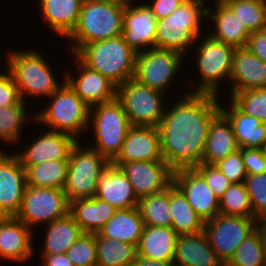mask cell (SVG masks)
Listing matches in <instances>:
<instances>
[{
  "instance_id": "e575fe53",
  "label": "cell",
  "mask_w": 266,
  "mask_h": 266,
  "mask_svg": "<svg viewBox=\"0 0 266 266\" xmlns=\"http://www.w3.org/2000/svg\"><path fill=\"white\" fill-rule=\"evenodd\" d=\"M96 266H132L137 253V245L101 237L95 233Z\"/></svg>"
},
{
  "instance_id": "5bb4252c",
  "label": "cell",
  "mask_w": 266,
  "mask_h": 266,
  "mask_svg": "<svg viewBox=\"0 0 266 266\" xmlns=\"http://www.w3.org/2000/svg\"><path fill=\"white\" fill-rule=\"evenodd\" d=\"M114 166L123 171L138 199L159 193L173 183V170L165 161H131Z\"/></svg>"
},
{
  "instance_id": "44dd1931",
  "label": "cell",
  "mask_w": 266,
  "mask_h": 266,
  "mask_svg": "<svg viewBox=\"0 0 266 266\" xmlns=\"http://www.w3.org/2000/svg\"><path fill=\"white\" fill-rule=\"evenodd\" d=\"M33 231L16 216L0 217V259L24 263L34 256Z\"/></svg>"
},
{
  "instance_id": "8d00e7d4",
  "label": "cell",
  "mask_w": 266,
  "mask_h": 266,
  "mask_svg": "<svg viewBox=\"0 0 266 266\" xmlns=\"http://www.w3.org/2000/svg\"><path fill=\"white\" fill-rule=\"evenodd\" d=\"M249 33L266 29V0H223Z\"/></svg>"
},
{
  "instance_id": "4fadbf2b",
  "label": "cell",
  "mask_w": 266,
  "mask_h": 266,
  "mask_svg": "<svg viewBox=\"0 0 266 266\" xmlns=\"http://www.w3.org/2000/svg\"><path fill=\"white\" fill-rule=\"evenodd\" d=\"M255 218L219 213L204 224L210 246L225 265L237 248L254 231Z\"/></svg>"
},
{
  "instance_id": "7bdbcfd3",
  "label": "cell",
  "mask_w": 266,
  "mask_h": 266,
  "mask_svg": "<svg viewBox=\"0 0 266 266\" xmlns=\"http://www.w3.org/2000/svg\"><path fill=\"white\" fill-rule=\"evenodd\" d=\"M244 184L251 200L253 218L266 217V172L247 175Z\"/></svg>"
},
{
  "instance_id": "c3c4849f",
  "label": "cell",
  "mask_w": 266,
  "mask_h": 266,
  "mask_svg": "<svg viewBox=\"0 0 266 266\" xmlns=\"http://www.w3.org/2000/svg\"><path fill=\"white\" fill-rule=\"evenodd\" d=\"M246 48L266 63V29L250 33Z\"/></svg>"
},
{
  "instance_id": "ab89813d",
  "label": "cell",
  "mask_w": 266,
  "mask_h": 266,
  "mask_svg": "<svg viewBox=\"0 0 266 266\" xmlns=\"http://www.w3.org/2000/svg\"><path fill=\"white\" fill-rule=\"evenodd\" d=\"M225 266H266L264 252L255 231L248 235Z\"/></svg>"
},
{
  "instance_id": "52a82bcc",
  "label": "cell",
  "mask_w": 266,
  "mask_h": 266,
  "mask_svg": "<svg viewBox=\"0 0 266 266\" xmlns=\"http://www.w3.org/2000/svg\"><path fill=\"white\" fill-rule=\"evenodd\" d=\"M89 124L93 127L92 131L95 137V142L91 148L111 163L120 152L131 127L121 103L114 99L90 107Z\"/></svg>"
},
{
  "instance_id": "7c38bea8",
  "label": "cell",
  "mask_w": 266,
  "mask_h": 266,
  "mask_svg": "<svg viewBox=\"0 0 266 266\" xmlns=\"http://www.w3.org/2000/svg\"><path fill=\"white\" fill-rule=\"evenodd\" d=\"M167 49L149 48L136 54L134 79L152 89L166 93L185 58Z\"/></svg>"
},
{
  "instance_id": "277c9868",
  "label": "cell",
  "mask_w": 266,
  "mask_h": 266,
  "mask_svg": "<svg viewBox=\"0 0 266 266\" xmlns=\"http://www.w3.org/2000/svg\"><path fill=\"white\" fill-rule=\"evenodd\" d=\"M136 54L121 35L85 44L74 55L118 86L134 78Z\"/></svg>"
},
{
  "instance_id": "7a4b0ae2",
  "label": "cell",
  "mask_w": 266,
  "mask_h": 266,
  "mask_svg": "<svg viewBox=\"0 0 266 266\" xmlns=\"http://www.w3.org/2000/svg\"><path fill=\"white\" fill-rule=\"evenodd\" d=\"M125 5L113 0H84L78 23L67 37L71 54L85 44L121 36Z\"/></svg>"
},
{
  "instance_id": "bcb514c9",
  "label": "cell",
  "mask_w": 266,
  "mask_h": 266,
  "mask_svg": "<svg viewBox=\"0 0 266 266\" xmlns=\"http://www.w3.org/2000/svg\"><path fill=\"white\" fill-rule=\"evenodd\" d=\"M25 104L26 102L21 99L12 75L8 71L6 73L0 72V107Z\"/></svg>"
},
{
  "instance_id": "83f0119b",
  "label": "cell",
  "mask_w": 266,
  "mask_h": 266,
  "mask_svg": "<svg viewBox=\"0 0 266 266\" xmlns=\"http://www.w3.org/2000/svg\"><path fill=\"white\" fill-rule=\"evenodd\" d=\"M43 20L61 38H67L78 23L84 0H39ZM63 36V37H62Z\"/></svg>"
},
{
  "instance_id": "d4e9b609",
  "label": "cell",
  "mask_w": 266,
  "mask_h": 266,
  "mask_svg": "<svg viewBox=\"0 0 266 266\" xmlns=\"http://www.w3.org/2000/svg\"><path fill=\"white\" fill-rule=\"evenodd\" d=\"M215 2V10L207 8V17L215 24V30L209 33V36L235 48L246 47L250 33L223 1Z\"/></svg>"
},
{
  "instance_id": "8992f818",
  "label": "cell",
  "mask_w": 266,
  "mask_h": 266,
  "mask_svg": "<svg viewBox=\"0 0 266 266\" xmlns=\"http://www.w3.org/2000/svg\"><path fill=\"white\" fill-rule=\"evenodd\" d=\"M62 81V85L48 97L51 103L38 114L34 113L32 119L49 126V130L69 134L78 140L80 133L90 126V107L75 94L65 79Z\"/></svg>"
},
{
  "instance_id": "f907efd6",
  "label": "cell",
  "mask_w": 266,
  "mask_h": 266,
  "mask_svg": "<svg viewBox=\"0 0 266 266\" xmlns=\"http://www.w3.org/2000/svg\"><path fill=\"white\" fill-rule=\"evenodd\" d=\"M41 266H74L67 253L41 255Z\"/></svg>"
},
{
  "instance_id": "cb8c5ba5",
  "label": "cell",
  "mask_w": 266,
  "mask_h": 266,
  "mask_svg": "<svg viewBox=\"0 0 266 266\" xmlns=\"http://www.w3.org/2000/svg\"><path fill=\"white\" fill-rule=\"evenodd\" d=\"M173 262L177 266H225L204 232L179 235Z\"/></svg>"
},
{
  "instance_id": "816d5d0a",
  "label": "cell",
  "mask_w": 266,
  "mask_h": 266,
  "mask_svg": "<svg viewBox=\"0 0 266 266\" xmlns=\"http://www.w3.org/2000/svg\"><path fill=\"white\" fill-rule=\"evenodd\" d=\"M254 231L257 233L266 261V217L258 218L254 223Z\"/></svg>"
},
{
  "instance_id": "7dc6e473",
  "label": "cell",
  "mask_w": 266,
  "mask_h": 266,
  "mask_svg": "<svg viewBox=\"0 0 266 266\" xmlns=\"http://www.w3.org/2000/svg\"><path fill=\"white\" fill-rule=\"evenodd\" d=\"M241 156L247 175H258L266 172L264 149L241 148Z\"/></svg>"
},
{
  "instance_id": "484cf974",
  "label": "cell",
  "mask_w": 266,
  "mask_h": 266,
  "mask_svg": "<svg viewBox=\"0 0 266 266\" xmlns=\"http://www.w3.org/2000/svg\"><path fill=\"white\" fill-rule=\"evenodd\" d=\"M230 109L220 106V112L229 120L240 148L264 149L266 123L246 115L232 101Z\"/></svg>"
},
{
  "instance_id": "60d3db41",
  "label": "cell",
  "mask_w": 266,
  "mask_h": 266,
  "mask_svg": "<svg viewBox=\"0 0 266 266\" xmlns=\"http://www.w3.org/2000/svg\"><path fill=\"white\" fill-rule=\"evenodd\" d=\"M231 97L230 101L246 115L266 123V88L244 90Z\"/></svg>"
},
{
  "instance_id": "681fc988",
  "label": "cell",
  "mask_w": 266,
  "mask_h": 266,
  "mask_svg": "<svg viewBox=\"0 0 266 266\" xmlns=\"http://www.w3.org/2000/svg\"><path fill=\"white\" fill-rule=\"evenodd\" d=\"M186 0H153L152 2H146L151 8L152 14L155 19H161L169 16L174 10H176Z\"/></svg>"
},
{
  "instance_id": "30bf717a",
  "label": "cell",
  "mask_w": 266,
  "mask_h": 266,
  "mask_svg": "<svg viewBox=\"0 0 266 266\" xmlns=\"http://www.w3.org/2000/svg\"><path fill=\"white\" fill-rule=\"evenodd\" d=\"M197 43L196 61L201 80L195 90L190 93H205L218 96L220 82L229 80L232 69L235 47L223 42L214 40L209 35L202 36L200 43ZM227 77V78H226ZM219 86V87H218Z\"/></svg>"
},
{
  "instance_id": "d6986e66",
  "label": "cell",
  "mask_w": 266,
  "mask_h": 266,
  "mask_svg": "<svg viewBox=\"0 0 266 266\" xmlns=\"http://www.w3.org/2000/svg\"><path fill=\"white\" fill-rule=\"evenodd\" d=\"M131 161H164L158 127L131 126L112 165Z\"/></svg>"
},
{
  "instance_id": "5b68a950",
  "label": "cell",
  "mask_w": 266,
  "mask_h": 266,
  "mask_svg": "<svg viewBox=\"0 0 266 266\" xmlns=\"http://www.w3.org/2000/svg\"><path fill=\"white\" fill-rule=\"evenodd\" d=\"M12 51H8L6 56V69L12 75L24 102L28 100L27 96L49 97L62 85L57 82L49 62L38 50Z\"/></svg>"
},
{
  "instance_id": "6da1fadb",
  "label": "cell",
  "mask_w": 266,
  "mask_h": 266,
  "mask_svg": "<svg viewBox=\"0 0 266 266\" xmlns=\"http://www.w3.org/2000/svg\"><path fill=\"white\" fill-rule=\"evenodd\" d=\"M218 97L187 91L183 100L165 109L158 126L161 153L173 171L202 163L211 121L220 112Z\"/></svg>"
},
{
  "instance_id": "836d02e7",
  "label": "cell",
  "mask_w": 266,
  "mask_h": 266,
  "mask_svg": "<svg viewBox=\"0 0 266 266\" xmlns=\"http://www.w3.org/2000/svg\"><path fill=\"white\" fill-rule=\"evenodd\" d=\"M69 160H50L31 166H22L26 185L39 188L64 189Z\"/></svg>"
},
{
  "instance_id": "d6a6232c",
  "label": "cell",
  "mask_w": 266,
  "mask_h": 266,
  "mask_svg": "<svg viewBox=\"0 0 266 266\" xmlns=\"http://www.w3.org/2000/svg\"><path fill=\"white\" fill-rule=\"evenodd\" d=\"M171 227L178 235L204 232L205 221L194 211L181 190L170 185Z\"/></svg>"
},
{
  "instance_id": "e0dca14e",
  "label": "cell",
  "mask_w": 266,
  "mask_h": 266,
  "mask_svg": "<svg viewBox=\"0 0 266 266\" xmlns=\"http://www.w3.org/2000/svg\"><path fill=\"white\" fill-rule=\"evenodd\" d=\"M134 2L125 5L122 36L128 45L138 53L155 48L157 20L146 3L134 4Z\"/></svg>"
},
{
  "instance_id": "8fae6325",
  "label": "cell",
  "mask_w": 266,
  "mask_h": 266,
  "mask_svg": "<svg viewBox=\"0 0 266 266\" xmlns=\"http://www.w3.org/2000/svg\"><path fill=\"white\" fill-rule=\"evenodd\" d=\"M69 208L70 203L64 189L26 185L21 209L16 217L33 230L35 225L50 224L64 217L69 213Z\"/></svg>"
},
{
  "instance_id": "9a60e30c",
  "label": "cell",
  "mask_w": 266,
  "mask_h": 266,
  "mask_svg": "<svg viewBox=\"0 0 266 266\" xmlns=\"http://www.w3.org/2000/svg\"><path fill=\"white\" fill-rule=\"evenodd\" d=\"M173 183L181 190L188 203L205 222L220 213L219 198L195 168L173 171Z\"/></svg>"
},
{
  "instance_id": "d590c367",
  "label": "cell",
  "mask_w": 266,
  "mask_h": 266,
  "mask_svg": "<svg viewBox=\"0 0 266 266\" xmlns=\"http://www.w3.org/2000/svg\"><path fill=\"white\" fill-rule=\"evenodd\" d=\"M138 208L144 225L171 227L170 186L159 193L140 198Z\"/></svg>"
},
{
  "instance_id": "ffe728a7",
  "label": "cell",
  "mask_w": 266,
  "mask_h": 266,
  "mask_svg": "<svg viewBox=\"0 0 266 266\" xmlns=\"http://www.w3.org/2000/svg\"><path fill=\"white\" fill-rule=\"evenodd\" d=\"M36 139V140H35ZM29 143L24 152H15L22 166H31L50 160H69L71 148L76 144L73 136L47 130Z\"/></svg>"
},
{
  "instance_id": "f1b7e54d",
  "label": "cell",
  "mask_w": 266,
  "mask_h": 266,
  "mask_svg": "<svg viewBox=\"0 0 266 266\" xmlns=\"http://www.w3.org/2000/svg\"><path fill=\"white\" fill-rule=\"evenodd\" d=\"M117 210L97 197L70 202L69 213L83 233L95 234L113 217Z\"/></svg>"
},
{
  "instance_id": "f35d334b",
  "label": "cell",
  "mask_w": 266,
  "mask_h": 266,
  "mask_svg": "<svg viewBox=\"0 0 266 266\" xmlns=\"http://www.w3.org/2000/svg\"><path fill=\"white\" fill-rule=\"evenodd\" d=\"M26 108V105L0 107V140L3 143L14 145L21 141L19 140L22 137L21 128H23V123L28 121Z\"/></svg>"
},
{
  "instance_id": "1f68e13d",
  "label": "cell",
  "mask_w": 266,
  "mask_h": 266,
  "mask_svg": "<svg viewBox=\"0 0 266 266\" xmlns=\"http://www.w3.org/2000/svg\"><path fill=\"white\" fill-rule=\"evenodd\" d=\"M46 225L44 249L41 255L66 253L83 234L70 213Z\"/></svg>"
},
{
  "instance_id": "7402d4cb",
  "label": "cell",
  "mask_w": 266,
  "mask_h": 266,
  "mask_svg": "<svg viewBox=\"0 0 266 266\" xmlns=\"http://www.w3.org/2000/svg\"><path fill=\"white\" fill-rule=\"evenodd\" d=\"M229 80L230 95L244 90L266 88V63L246 47L236 48Z\"/></svg>"
},
{
  "instance_id": "f5cc1de1",
  "label": "cell",
  "mask_w": 266,
  "mask_h": 266,
  "mask_svg": "<svg viewBox=\"0 0 266 266\" xmlns=\"http://www.w3.org/2000/svg\"><path fill=\"white\" fill-rule=\"evenodd\" d=\"M132 266H177L173 261H157L137 255Z\"/></svg>"
},
{
  "instance_id": "603a6c76",
  "label": "cell",
  "mask_w": 266,
  "mask_h": 266,
  "mask_svg": "<svg viewBox=\"0 0 266 266\" xmlns=\"http://www.w3.org/2000/svg\"><path fill=\"white\" fill-rule=\"evenodd\" d=\"M95 197L108 202L116 210L138 207L139 202L132 184L123 171L111 163L101 173L98 179Z\"/></svg>"
},
{
  "instance_id": "ee69618b",
  "label": "cell",
  "mask_w": 266,
  "mask_h": 266,
  "mask_svg": "<svg viewBox=\"0 0 266 266\" xmlns=\"http://www.w3.org/2000/svg\"><path fill=\"white\" fill-rule=\"evenodd\" d=\"M232 183H243L247 177L241 148L214 164Z\"/></svg>"
},
{
  "instance_id": "db71d44e",
  "label": "cell",
  "mask_w": 266,
  "mask_h": 266,
  "mask_svg": "<svg viewBox=\"0 0 266 266\" xmlns=\"http://www.w3.org/2000/svg\"><path fill=\"white\" fill-rule=\"evenodd\" d=\"M113 1H118V2H121L124 4H129V3L133 2L134 0H113Z\"/></svg>"
},
{
  "instance_id": "4316f807",
  "label": "cell",
  "mask_w": 266,
  "mask_h": 266,
  "mask_svg": "<svg viewBox=\"0 0 266 266\" xmlns=\"http://www.w3.org/2000/svg\"><path fill=\"white\" fill-rule=\"evenodd\" d=\"M240 149L229 120L219 112L211 121L202 163L214 165Z\"/></svg>"
},
{
  "instance_id": "ba28073f",
  "label": "cell",
  "mask_w": 266,
  "mask_h": 266,
  "mask_svg": "<svg viewBox=\"0 0 266 266\" xmlns=\"http://www.w3.org/2000/svg\"><path fill=\"white\" fill-rule=\"evenodd\" d=\"M110 162L91 146L84 147L79 140L71 148L64 187L69 203L77 199L93 198L98 179Z\"/></svg>"
},
{
  "instance_id": "3957f363",
  "label": "cell",
  "mask_w": 266,
  "mask_h": 266,
  "mask_svg": "<svg viewBox=\"0 0 266 266\" xmlns=\"http://www.w3.org/2000/svg\"><path fill=\"white\" fill-rule=\"evenodd\" d=\"M205 0H186L169 16L157 20L155 48L177 51L184 56L204 32L201 18L207 16ZM202 30V31H201Z\"/></svg>"
},
{
  "instance_id": "74e56055",
  "label": "cell",
  "mask_w": 266,
  "mask_h": 266,
  "mask_svg": "<svg viewBox=\"0 0 266 266\" xmlns=\"http://www.w3.org/2000/svg\"><path fill=\"white\" fill-rule=\"evenodd\" d=\"M220 213L253 218V209L246 186L232 183L219 199Z\"/></svg>"
},
{
  "instance_id": "f546056e",
  "label": "cell",
  "mask_w": 266,
  "mask_h": 266,
  "mask_svg": "<svg viewBox=\"0 0 266 266\" xmlns=\"http://www.w3.org/2000/svg\"><path fill=\"white\" fill-rule=\"evenodd\" d=\"M178 236L172 227L145 225L137 245V253L157 261H173Z\"/></svg>"
},
{
  "instance_id": "f6af8a7d",
  "label": "cell",
  "mask_w": 266,
  "mask_h": 266,
  "mask_svg": "<svg viewBox=\"0 0 266 266\" xmlns=\"http://www.w3.org/2000/svg\"><path fill=\"white\" fill-rule=\"evenodd\" d=\"M195 169L203 176L209 188L219 199L232 184L215 165L201 163Z\"/></svg>"
},
{
  "instance_id": "2e32d148",
  "label": "cell",
  "mask_w": 266,
  "mask_h": 266,
  "mask_svg": "<svg viewBox=\"0 0 266 266\" xmlns=\"http://www.w3.org/2000/svg\"><path fill=\"white\" fill-rule=\"evenodd\" d=\"M25 188L26 173L18 157L1 150L0 217L16 216L19 213Z\"/></svg>"
},
{
  "instance_id": "9c48e42d",
  "label": "cell",
  "mask_w": 266,
  "mask_h": 266,
  "mask_svg": "<svg viewBox=\"0 0 266 266\" xmlns=\"http://www.w3.org/2000/svg\"><path fill=\"white\" fill-rule=\"evenodd\" d=\"M164 94L131 78L117 86L116 99L131 126L158 127L166 108Z\"/></svg>"
},
{
  "instance_id": "4dcf8cb0",
  "label": "cell",
  "mask_w": 266,
  "mask_h": 266,
  "mask_svg": "<svg viewBox=\"0 0 266 266\" xmlns=\"http://www.w3.org/2000/svg\"><path fill=\"white\" fill-rule=\"evenodd\" d=\"M144 226L139 208L133 207L125 210H117L97 234L101 237L138 245Z\"/></svg>"
},
{
  "instance_id": "ac0fdd59",
  "label": "cell",
  "mask_w": 266,
  "mask_h": 266,
  "mask_svg": "<svg viewBox=\"0 0 266 266\" xmlns=\"http://www.w3.org/2000/svg\"><path fill=\"white\" fill-rule=\"evenodd\" d=\"M73 56L78 63L77 72L80 73L76 78L71 73H69L70 75L66 73L64 79L75 91V94L89 107L116 99L117 85L98 71L84 65L75 55Z\"/></svg>"
},
{
  "instance_id": "b9f144b4",
  "label": "cell",
  "mask_w": 266,
  "mask_h": 266,
  "mask_svg": "<svg viewBox=\"0 0 266 266\" xmlns=\"http://www.w3.org/2000/svg\"><path fill=\"white\" fill-rule=\"evenodd\" d=\"M74 266H96L97 253L95 234L83 233L67 250Z\"/></svg>"
}]
</instances>
